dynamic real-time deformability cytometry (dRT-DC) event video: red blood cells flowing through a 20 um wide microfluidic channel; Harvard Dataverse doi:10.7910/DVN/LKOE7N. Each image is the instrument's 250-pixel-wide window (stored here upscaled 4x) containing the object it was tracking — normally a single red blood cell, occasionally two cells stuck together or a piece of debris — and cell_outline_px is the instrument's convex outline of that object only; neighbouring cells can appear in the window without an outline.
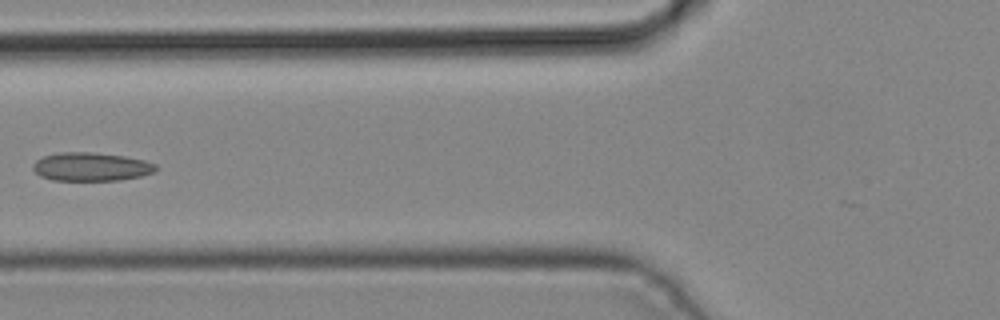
{"species": "common noctule bat (a hibernating species)", "species_latin": "Nyctalus noctula", "temperature_condition": "cold", "stored_images_in_passage": 4, "camera_frame_rate_fps": 3000, "um_per_image_px": 0.085, "animal": {"sex": "male", "body_mass_g": 19.2, "forearm_length_mm": 51.8}, "frame": {"image": 1, "passage_image": 3, "time_ms": 0.667, "image_size_px": [1000, 320], "cell_outline_px": [[156, 172], [140, 176], [120, 180], [52, 180], [40, 176], [32, 168], [32, 164], [36, 160], [44, 156], [60, 152], [92, 152], [124, 156], [144, 160], [156, 164]], "centroid_in_image_um": [7.74, 14.17], "position_along_channel_um": 118.1, "area_um2": 20.4}}